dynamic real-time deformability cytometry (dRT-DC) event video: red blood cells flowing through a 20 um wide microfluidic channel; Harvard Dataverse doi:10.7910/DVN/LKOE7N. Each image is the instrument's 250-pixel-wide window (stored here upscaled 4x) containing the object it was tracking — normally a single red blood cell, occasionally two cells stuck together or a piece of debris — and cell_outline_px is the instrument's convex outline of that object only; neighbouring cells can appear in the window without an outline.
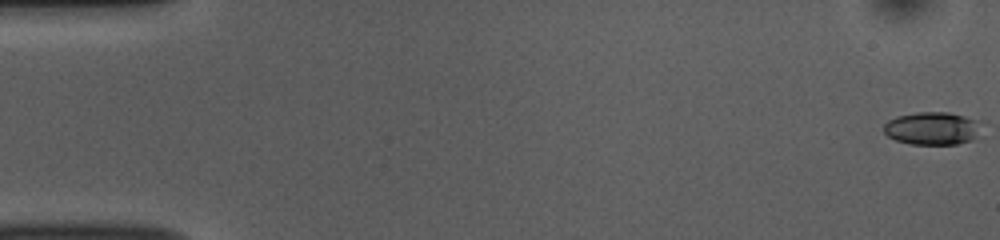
{"species": "common noctule bat (a hibernating species)", "species_latin": "Nyctalus noctula", "temperature_condition": "room temperature", "stored_images_in_passage": 54, "camera_frame_rate_fps": 3000, "um_per_image_px": 0.085, "animal": {"sex": "female", "body_mass_g": 10.0, "forearm_length_mm": 53.1}, "frame": {"image": 1, "passage_image": 1, "time_ms": 0.0, "image_size_px": [1000, 240], "cell_outline_px": [[984, 124], [976, 136], [972, 140], [956, 144], [912, 144], [896, 140], [888, 136], [884, 132], [884, 124], [888, 120], [896, 116], [916, 112], [948, 112], [984, 120]], "centroid_in_image_um": [79.31, 10.89], "position_along_channel_um": 5.7, "area_um2": 19.07}}
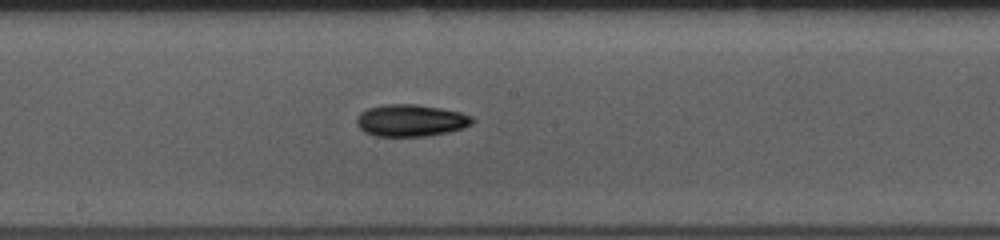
{"frame": {"image": 2, "passage_image": 29, "time_ms": 9.333, "image_size_px": [1000, 240], "cell_outline_px": [[472, 124], [464, 128], [448, 132], [428, 136], [376, 136], [364, 132], [356, 124], [356, 120], [360, 112], [368, 108], [384, 104], [416, 104], [440, 108], [460, 112], [472, 116]], "centroid_in_image_um": [34.9, 10.24], "position_along_channel_um": 213.3, "area_um2": 21.62}}
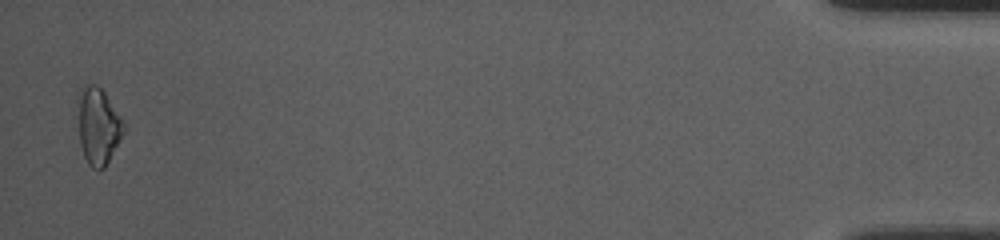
{"frame": {"image": 3, "passage_image": 53, "time_ms": 17.333, "image_size_px": [1000, 240], "cell_outline_px": [[124, 132], [104, 168], [92, 168], [88, 164], [84, 156], [80, 144], [76, 96], [80, 88], [84, 84], [96, 84], [104, 92], [124, 120]], "centroid_in_image_um": [8.31, 10.65], "position_along_channel_um": 426.9, "area_um2": 20.63}, "authors_computed_cell_mechanics": {"area_um2": 19.4208, "velocity_mm_per_s": 3.7808, "shape_relaxation_time_tau1_ms": 3.5019, "shape_relaxation_time_tau2_ms": null, "deformation_change_tau1": 0.1012, "deformation_change_tau2": null}}